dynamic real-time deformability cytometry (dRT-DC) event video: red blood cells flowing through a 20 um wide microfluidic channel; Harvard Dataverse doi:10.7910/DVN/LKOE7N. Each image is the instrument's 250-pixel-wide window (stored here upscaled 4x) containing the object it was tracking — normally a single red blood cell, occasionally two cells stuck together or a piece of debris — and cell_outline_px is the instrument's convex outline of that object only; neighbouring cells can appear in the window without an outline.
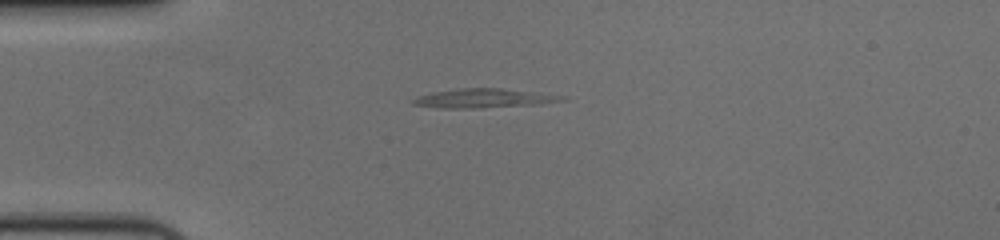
{"species": "human", "species_latin": "Homo sapiens", "temperature_condition": "cold", "stored_images_in_passage": 1, "camera_frame_rate_fps": 3000, "um_per_image_px": 0.085, "donor": {"sex": "female"}, "frame": {"image": 1, "passage_image": 1, "time_ms": 0.0, "image_size_px": [1000, 240], "cell_outline_px": [[568, 100], [540, 104], [476, 108], [440, 108], [412, 104], [412, 100], [416, 96], [432, 92], [456, 88], [500, 88], [568, 96]], "centroid_in_image_um": [41.13, 8.35], "position_along_channel_um": 43.9, "area_um2": 16.7}}